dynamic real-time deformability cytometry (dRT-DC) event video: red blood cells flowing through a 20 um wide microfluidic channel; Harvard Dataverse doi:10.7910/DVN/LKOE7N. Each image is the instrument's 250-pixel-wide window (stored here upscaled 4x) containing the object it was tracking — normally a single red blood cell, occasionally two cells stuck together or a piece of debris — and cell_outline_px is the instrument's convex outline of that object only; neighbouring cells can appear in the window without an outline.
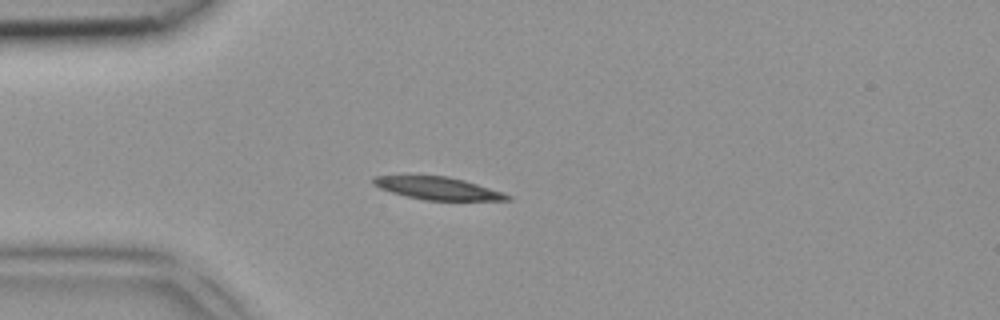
{"species": "common noctule bat (a hibernating species)", "species_latin": "Nyctalus noctula", "temperature_condition": "room temperature", "stored_images_in_passage": 3, "camera_frame_rate_fps": 3000, "um_per_image_px": 0.085, "animal": {"sex": "female", "body_mass_g": 18.4}, "frame": {"image": 1, "passage_image": 2, "time_ms": 0.333, "image_size_px": [1000, 320], "cell_outline_px": [[512, 200], [424, 200], [392, 192], [380, 188], [372, 184], [372, 180], [376, 176], [408, 172], [448, 176], [464, 180], [504, 192], [512, 196]], "centroid_in_image_um": [37.13, 15.94], "position_along_channel_um": 47.9, "area_um2": 18.5}}